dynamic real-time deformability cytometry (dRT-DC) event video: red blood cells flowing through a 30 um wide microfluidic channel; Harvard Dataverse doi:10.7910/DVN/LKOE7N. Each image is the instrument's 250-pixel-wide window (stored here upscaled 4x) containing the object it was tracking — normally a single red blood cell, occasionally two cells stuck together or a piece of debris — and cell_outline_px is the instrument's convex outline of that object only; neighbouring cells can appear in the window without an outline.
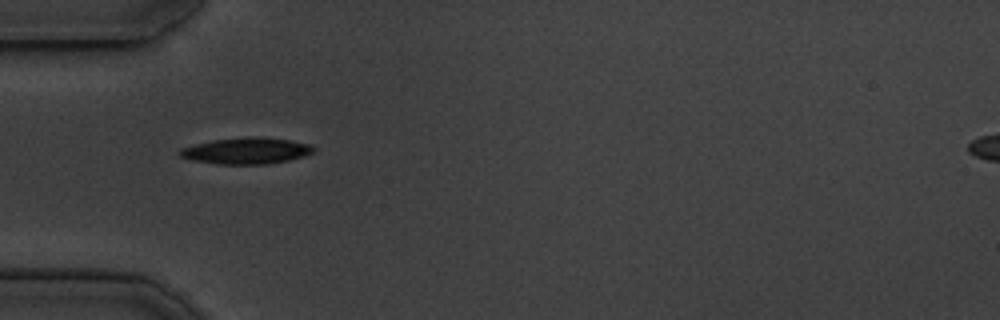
{"species": "common noctule bat (a hibernating species)", "species_latin": "Nyctalus noctula", "temperature_condition": "cold", "stored_images_in_passage": 38, "camera_frame_rate_fps": 3000, "um_per_image_px": 0.085, "animal": {"sex": "male", "body_mass_g": 19.5, "forearm_length_mm": 54.6}, "frame": {"image": 1, "passage_image": 1, "time_ms": 0.0, "image_size_px": [1000, 320], "cell_outline_px": [[316, 148], [312, 152], [304, 156], [288, 160], [268, 164], [216, 164], [192, 160], [180, 156], [180, 148], [212, 140], [252, 136], [256, 136], [288, 140], [312, 144]], "centroid_in_image_um": [20.96, 12.82], "position_along_channel_um": 64.0, "area_um2": 20.46}}
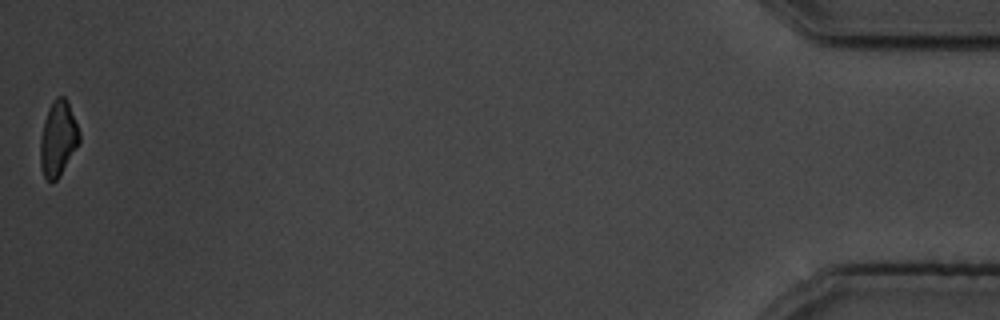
{"frame": {"image": 2, "passage_image": 38, "time_ms": 12.333, "image_size_px": [1000, 320], "cell_outline_px": [[80, 140], [76, 148], [60, 176], [52, 184], [44, 176], [40, 164], [40, 136], [44, 120], [48, 108], [52, 100], [56, 96], [64, 96], [68, 100], [80, 132]], "centroid_in_image_um": [4.93, 11.76], "position_along_channel_um": 430.3, "area_um2": 17.34}, "authors_computed_cell_mechanics": {"area_um2": 19.3052, "velocity_mm_per_s": 3.725, "shape_relaxation_time_tau1_ms": 2.6625, "shape_relaxation_time_tau2_ms": 5.6168, "deformation_change_tau1": 0.1295, "deformation_change_tau2": 0.1133}}